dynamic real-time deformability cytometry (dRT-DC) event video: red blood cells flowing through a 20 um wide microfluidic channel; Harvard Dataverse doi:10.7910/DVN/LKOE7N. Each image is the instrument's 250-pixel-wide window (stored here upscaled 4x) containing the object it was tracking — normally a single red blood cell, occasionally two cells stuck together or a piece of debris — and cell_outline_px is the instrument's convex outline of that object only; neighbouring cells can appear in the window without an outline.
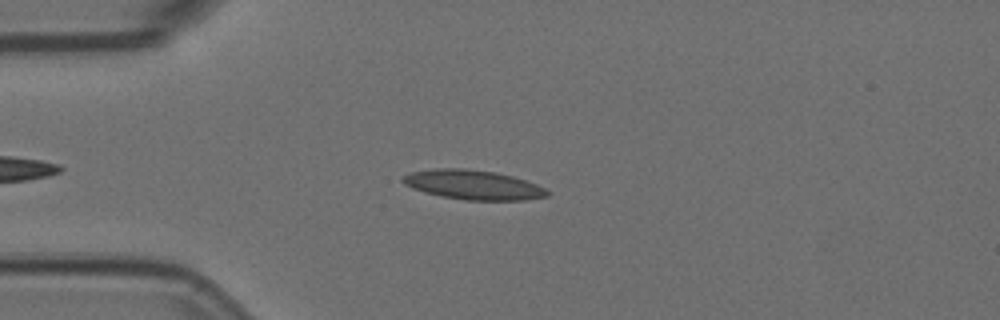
{"species": "Egyptian fruit bat (a non-hibernating species)", "species_latin": "Rousettus aegyptiacus", "temperature_condition": "room temperature", "stored_images_in_passage": 7, "camera_frame_rate_fps": 3000, "um_per_image_px": 0.085, "animal": {"sex": "female"}, "frame": {"image": 1, "passage_image": 3, "time_ms": 0.667, "image_size_px": [1000, 320], "cell_outline_px": [[552, 192], [548, 196], [524, 200], [464, 200], [440, 196], [424, 192], [412, 188], [404, 184], [400, 180], [404, 176], [412, 172], [432, 168], [464, 168], [496, 172], [512, 176], [536, 184]], "centroid_in_image_um": [40.21, 15.71], "position_along_channel_um": 44.8, "area_um2": 24.91}}
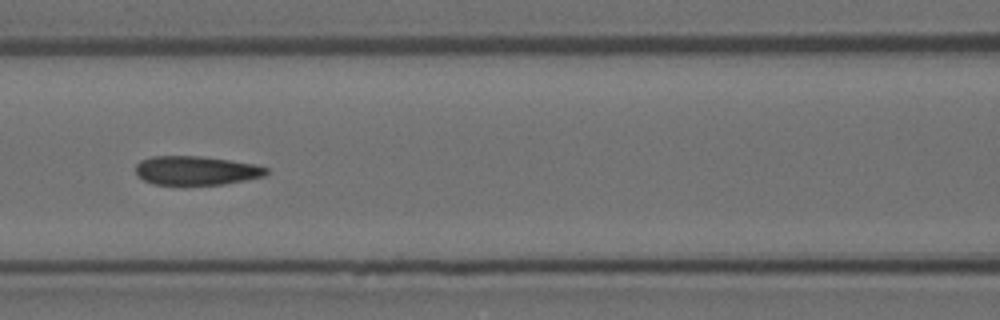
{"frame": {"image": 2, "passage_image": 6, "time_ms": 1.667, "image_size_px": [1000, 320], "cell_outline_px": [[268, 172], [264, 176], [224, 184], [152, 184], [136, 176], [136, 164], [140, 160], [152, 156], [200, 156], [256, 164], [268, 168]], "centroid_in_image_um": [16.65, 14.49], "position_along_channel_um": 150.0, "area_um2": 21.96}}
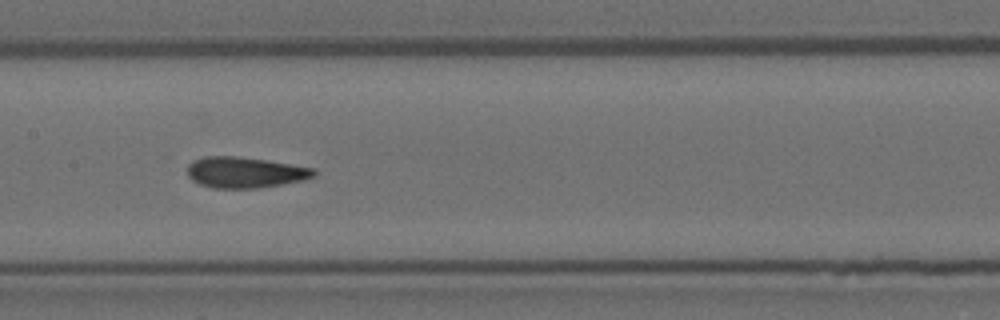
{"frame": {"image": 3, "passage_image": 7, "time_ms": 2.0, "image_size_px": [1000, 320], "cell_outline_px": [[316, 176], [304, 180], [260, 188], [212, 188], [200, 184], [192, 180], [188, 176], [188, 164], [192, 160], [204, 156], [236, 156], [264, 160], [316, 168]], "centroid_in_image_um": [20.83, 14.65], "position_along_channel_um": 186.6, "area_um2": 22.89}}